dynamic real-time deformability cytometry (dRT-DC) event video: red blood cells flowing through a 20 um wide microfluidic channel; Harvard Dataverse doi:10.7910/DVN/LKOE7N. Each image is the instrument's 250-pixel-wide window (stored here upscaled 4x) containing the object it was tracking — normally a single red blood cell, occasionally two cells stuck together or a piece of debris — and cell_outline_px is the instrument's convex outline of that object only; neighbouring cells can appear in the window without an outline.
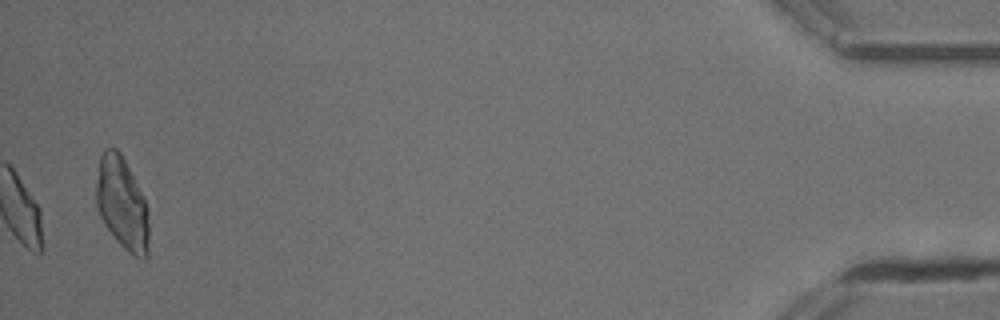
{"species": "common noctule bat (a hibernating species)", "species_latin": "Nyctalus noctula", "temperature_condition": "cold", "stored_images_in_passage": 39, "camera_frame_rate_fps": 3000, "um_per_image_px": 0.085, "animal": {"sex": "male", "body_mass_g": 13.3}, "frame": {"image": 1, "passage_image": 39, "time_ms": 12.667, "image_size_px": [1000, 320], "cell_outline_px": [[148, 256], [136, 256], [128, 252], [116, 240], [104, 224], [100, 216], [96, 204], [96, 184], [100, 156], [104, 148], [116, 148], [120, 152], [144, 196], [148, 208]], "centroid_in_image_um": [10.37, 17.28], "position_along_channel_um": 424.8, "area_um2": 28.26}, "authors_computed_cell_mechanics": {"area_um2": 19.4786, "velocity_mm_per_s": 3.7161, "shape_relaxation_time_tau1_ms": 3.9135, "shape_relaxation_time_tau2_ms": 0.786, "deformation_change_tau1": 0.1031, "deformation_change_tau2": 0.0364}}